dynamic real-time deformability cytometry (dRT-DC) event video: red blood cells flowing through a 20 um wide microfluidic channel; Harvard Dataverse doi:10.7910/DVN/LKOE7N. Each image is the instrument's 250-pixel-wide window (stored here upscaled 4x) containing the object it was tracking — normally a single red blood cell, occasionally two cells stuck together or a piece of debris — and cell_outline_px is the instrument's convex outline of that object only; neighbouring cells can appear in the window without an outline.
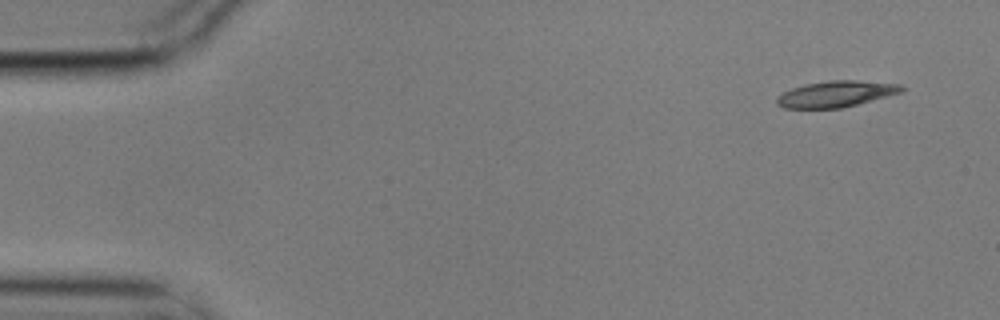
{"species": "common noctule bat (a hibernating species)", "species_latin": "Nyctalus noctula", "temperature_condition": "cold", "stored_images_in_passage": 13, "camera_frame_rate_fps": 3000, "um_per_image_px": 0.085, "animal": {"sex": "male", "body_mass_g": 17.9}, "frame": {"image": 1, "passage_image": 1, "time_ms": 0.0, "image_size_px": [1000, 320], "cell_outline_px": [[908, 88], [904, 92], [840, 108], [784, 108], [776, 104], [776, 96], [792, 88], [808, 84], [828, 80], [856, 80], [904, 84]], "centroid_in_image_um": [71.13, 7.97], "position_along_channel_um": 13.9, "area_um2": 19.13}}
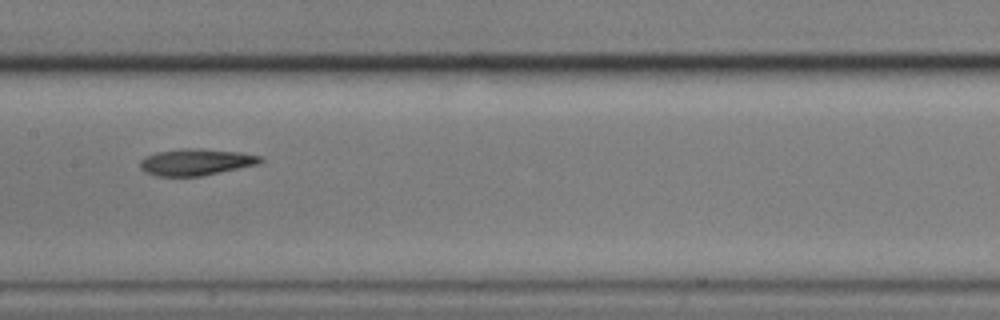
{"frame": {"image": 2, "passage_image": 7, "time_ms": 2.0, "image_size_px": [1000, 320], "cell_outline_px": [[264, 160], [260, 164], [200, 176], [156, 176], [144, 172], [140, 168], [140, 160], [144, 156], [156, 152], [188, 148], [200, 148], [240, 152], [264, 156]], "centroid_in_image_um": [16.67, 13.77], "position_along_channel_um": 190.7, "area_um2": 18.84}}
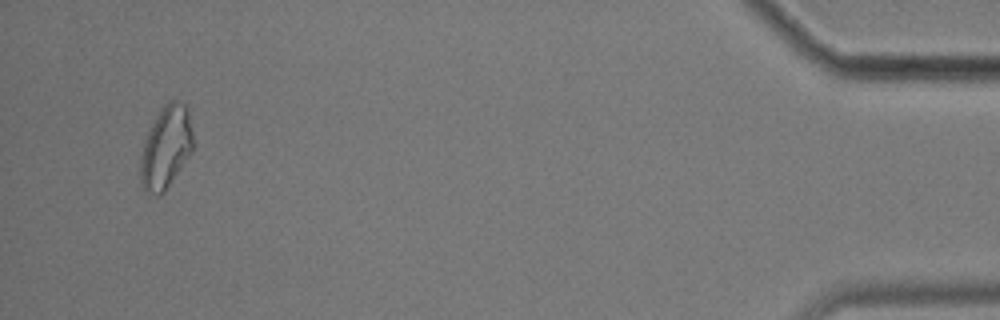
{"frame": {"image": 3, "passage_image": 13, "time_ms": 4.0, "image_size_px": [1000, 320], "cell_outline_px": [[192, 152], [164, 192], [144, 192], [140, 180], [140, 156], [148, 132], [160, 108], [168, 100], [176, 100], [184, 104], [188, 108], [192, 132]], "centroid_in_image_um": [14.1, 12.49], "position_along_channel_um": 421.1, "area_um2": 24.97}}